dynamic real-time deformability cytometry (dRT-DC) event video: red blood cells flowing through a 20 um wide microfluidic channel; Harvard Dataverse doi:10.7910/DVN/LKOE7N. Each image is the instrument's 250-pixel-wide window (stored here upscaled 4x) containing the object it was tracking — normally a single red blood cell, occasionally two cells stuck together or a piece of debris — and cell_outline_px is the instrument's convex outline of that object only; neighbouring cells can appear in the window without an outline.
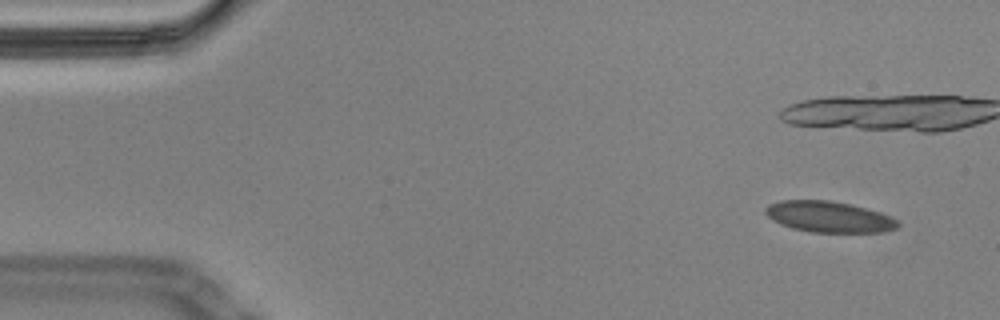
{"species": "Egyptian fruit bat (a non-hibernating species)", "species_latin": "Rousettus aegyptiacus", "temperature_condition": "cold", "stored_images_in_passage": 14, "camera_frame_rate_fps": 3000, "um_per_image_px": 0.085, "animal": {"sex": "male"}, "frame": {"image": 1, "passage_image": 3, "time_ms": 0.667, "image_size_px": [1000, 320], "cell_outline_px": [[900, 224], [896, 228], [880, 232], [812, 232], [792, 228], [768, 216], [764, 212], [764, 208], [768, 204], [780, 200], [828, 200], [852, 204], [880, 212], [896, 220]], "centroid_in_image_um": [70.45, 18.41], "position_along_channel_um": 14.5, "area_um2": 23.7}}